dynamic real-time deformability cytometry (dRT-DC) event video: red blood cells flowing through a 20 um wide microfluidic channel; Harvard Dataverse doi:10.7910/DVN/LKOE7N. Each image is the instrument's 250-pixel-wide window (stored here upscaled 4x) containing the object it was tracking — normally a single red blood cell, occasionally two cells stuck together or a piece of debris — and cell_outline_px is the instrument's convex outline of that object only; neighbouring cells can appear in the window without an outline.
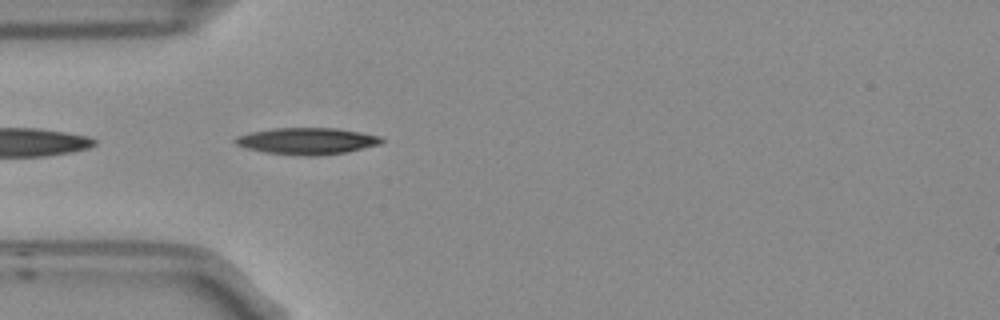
{"species": "Egyptian fruit bat (a non-hibernating species)", "species_latin": "Rousettus aegyptiacus", "temperature_condition": "room temperature", "stored_images_in_passage": 4, "camera_frame_rate_fps": 3000, "um_per_image_px": 0.085, "frame": {"image": 1, "passage_image": 4, "time_ms": 1.0, "image_size_px": [1000, 320], "cell_outline_px": [[384, 140], [380, 144], [348, 152], [316, 156], [308, 156], [268, 152], [248, 148], [236, 144], [232, 140], [236, 136], [252, 132], [272, 128], [336, 128], [360, 132], [380, 136]], "centroid_in_image_um": [26.12, 11.98], "position_along_channel_um": 58.9, "area_um2": 22.54}}